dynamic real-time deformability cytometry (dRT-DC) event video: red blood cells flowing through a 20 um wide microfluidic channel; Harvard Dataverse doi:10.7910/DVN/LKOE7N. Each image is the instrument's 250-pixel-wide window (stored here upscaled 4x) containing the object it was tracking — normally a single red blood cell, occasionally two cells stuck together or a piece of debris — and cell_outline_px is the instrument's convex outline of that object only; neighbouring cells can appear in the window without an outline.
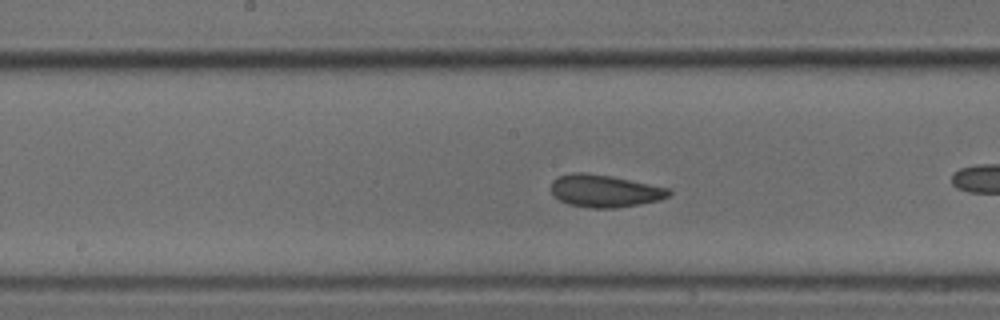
{"species": "common noctule bat (a hibernating species)", "species_latin": "Nyctalus noctula", "temperature_condition": "cold", "stored_images_in_passage": 31, "camera_frame_rate_fps": 3000, "um_per_image_px": 0.085, "animal": {"sex": "male", "body_mass_g": 18.8}, "frame": {"image": 1, "passage_image": 10, "time_ms": 3.0, "image_size_px": [1000, 320], "cell_outline_px": [[672, 192], [668, 196], [660, 200], [640, 204], [616, 208], [592, 208], [568, 204], [560, 200], [552, 192], [552, 180], [556, 176], [572, 172], [584, 172], [612, 176], [672, 188]], "centroid_in_image_um": [51.43, 16.22], "position_along_channel_um": 196.8, "area_um2": 22.48}}